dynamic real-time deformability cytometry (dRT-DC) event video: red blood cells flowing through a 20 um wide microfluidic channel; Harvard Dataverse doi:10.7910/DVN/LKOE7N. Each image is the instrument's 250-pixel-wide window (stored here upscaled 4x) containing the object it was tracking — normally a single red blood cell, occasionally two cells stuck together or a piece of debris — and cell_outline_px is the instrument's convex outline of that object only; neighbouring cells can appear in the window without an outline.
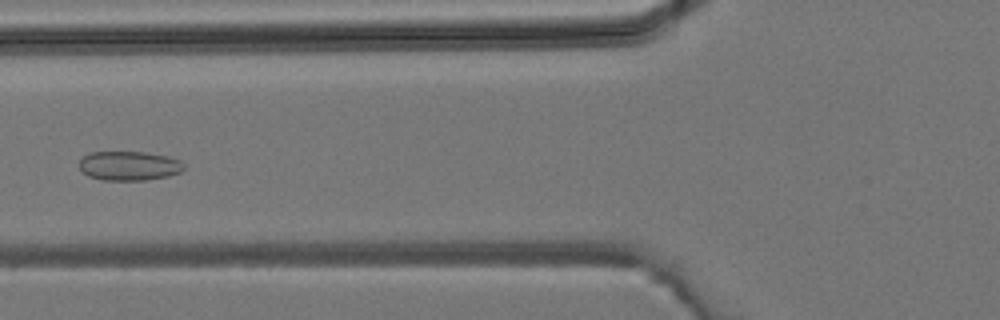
{"species": "common noctule bat (a hibernating species)", "species_latin": "Nyctalus noctula", "temperature_condition": "room temperature", "stored_images_in_passage": 42, "camera_frame_rate_fps": 3000, "um_per_image_px": 0.085, "animal": {"sex": "male", "body_mass_g": 19.2, "forearm_length_mm": 51.8}, "frame": {"image": 1, "passage_image": 17, "time_ms": 5.333, "image_size_px": [1000, 320], "cell_outline_px": [[184, 168], [180, 172], [168, 176], [144, 180], [104, 180], [88, 176], [80, 172], [80, 160], [84, 156], [92, 152], [144, 152], [168, 156], [180, 160], [184, 164]], "centroid_in_image_um": [10.97, 14.09], "position_along_channel_um": 114.8, "area_um2": 17.86}}
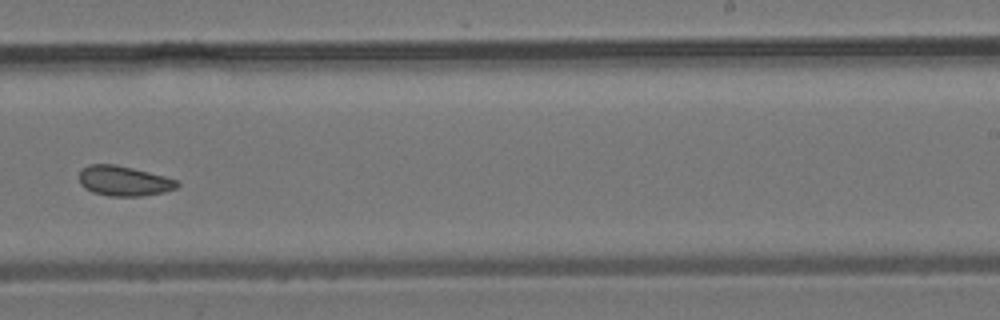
{"frame": {"image": 2, "passage_image": 27, "time_ms": 8.667, "image_size_px": [1000, 320], "cell_outline_px": [[180, 184], [176, 188], [164, 192], [140, 196], [108, 196], [92, 192], [84, 188], [80, 184], [80, 172], [88, 164], [116, 164], [164, 176], [176, 180]], "centroid_in_image_um": [10.51, 15.38], "position_along_channel_um": 278.5, "area_um2": 17.05}}
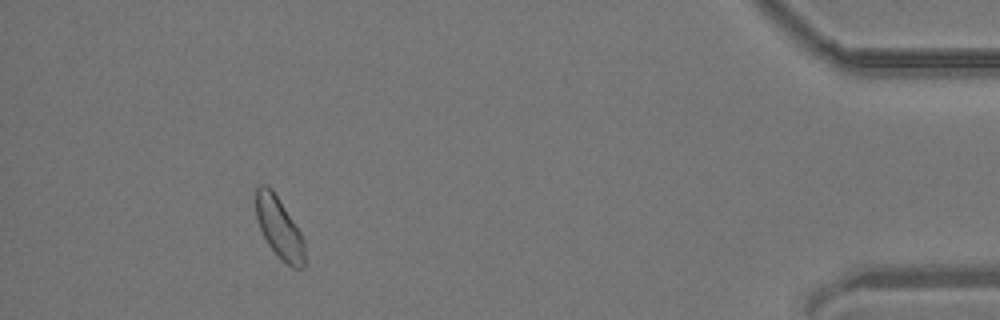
{"frame": {"image": 3, "passage_image": 39, "time_ms": 12.667, "image_size_px": [1000, 320], "cell_outline_px": [[304, 268], [292, 268], [268, 244], [256, 220], [256, 188], [260, 184], [268, 184], [272, 188], [300, 232], [304, 240]], "centroid_in_image_um": [23.72, 19.32], "position_along_channel_um": 411.5, "area_um2": 17.05}}